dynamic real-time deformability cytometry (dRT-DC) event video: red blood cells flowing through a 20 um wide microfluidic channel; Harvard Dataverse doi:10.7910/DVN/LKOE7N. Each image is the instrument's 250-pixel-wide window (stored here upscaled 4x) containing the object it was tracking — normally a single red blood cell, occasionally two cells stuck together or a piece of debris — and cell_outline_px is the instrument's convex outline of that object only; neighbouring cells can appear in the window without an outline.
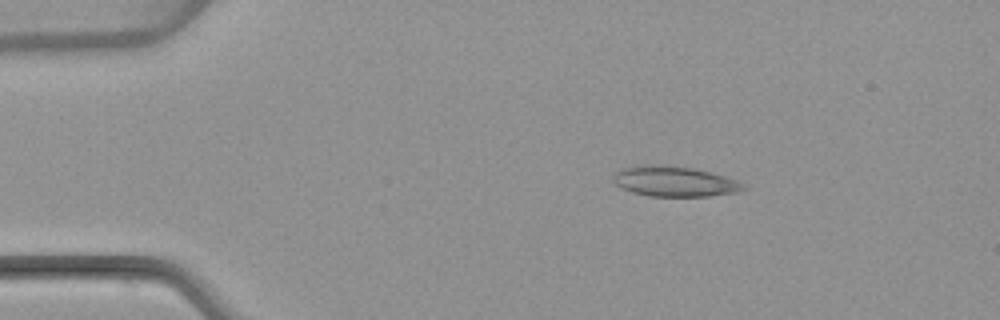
{"species": "common noctule bat (a hibernating species)", "species_latin": "Nyctalus noctula", "temperature_condition": "warm", "stored_images_in_passage": 3, "camera_frame_rate_fps": 3000, "um_per_image_px": 0.085, "animal": {"sex": "female", "body_mass_g": 22.7, "forearm_length_mm": 54.2}, "frame": {"image": 1, "passage_image": 2, "time_ms": 1.333, "image_size_px": [1000, 320], "cell_outline_px": [[748, 188], [736, 192], [708, 196], [648, 196], [632, 192], [620, 188], [612, 180], [612, 172], [620, 168], [636, 164], [692, 168], [724, 176], [736, 180], [744, 184]], "centroid_in_image_um": [57.24, 15.42], "position_along_channel_um": 27.8, "area_um2": 22.95}}